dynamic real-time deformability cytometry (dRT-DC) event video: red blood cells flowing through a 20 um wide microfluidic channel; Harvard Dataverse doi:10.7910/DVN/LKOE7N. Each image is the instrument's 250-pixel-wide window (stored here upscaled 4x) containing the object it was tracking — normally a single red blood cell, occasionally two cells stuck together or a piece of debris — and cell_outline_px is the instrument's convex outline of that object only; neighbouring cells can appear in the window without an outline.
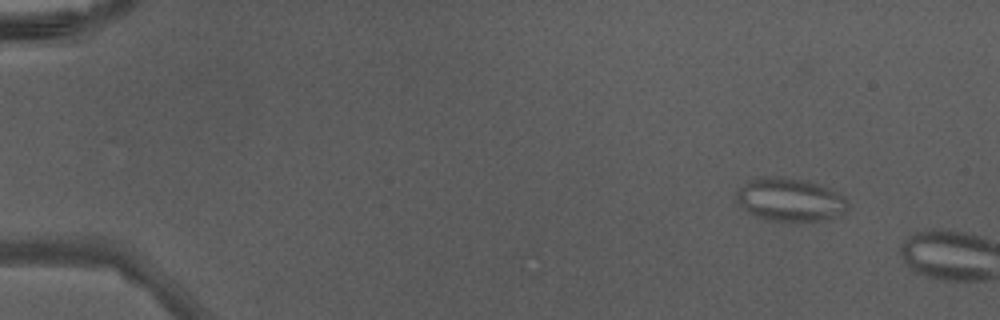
{"species": "Egyptian fruit bat (a non-hibernating species)", "species_latin": "Rousettus aegyptiacus", "temperature_condition": "warm", "stored_images_in_passage": 7, "camera_frame_rate_fps": 3000, "um_per_image_px": 0.085, "animal": {"sex": "male"}, "frame": {"image": 1, "passage_image": 5, "time_ms": 1.333, "image_size_px": [1000, 320], "cell_outline_px": [[848, 208], [840, 216], [828, 220], [764, 220], [748, 212], [736, 200], [736, 192], [740, 188], [752, 180], [760, 176], [776, 176], [804, 180], [816, 184], [840, 196], [848, 204]], "centroid_in_image_um": [67.11, 16.98], "position_along_channel_um": 17.9, "area_um2": 27.34}}